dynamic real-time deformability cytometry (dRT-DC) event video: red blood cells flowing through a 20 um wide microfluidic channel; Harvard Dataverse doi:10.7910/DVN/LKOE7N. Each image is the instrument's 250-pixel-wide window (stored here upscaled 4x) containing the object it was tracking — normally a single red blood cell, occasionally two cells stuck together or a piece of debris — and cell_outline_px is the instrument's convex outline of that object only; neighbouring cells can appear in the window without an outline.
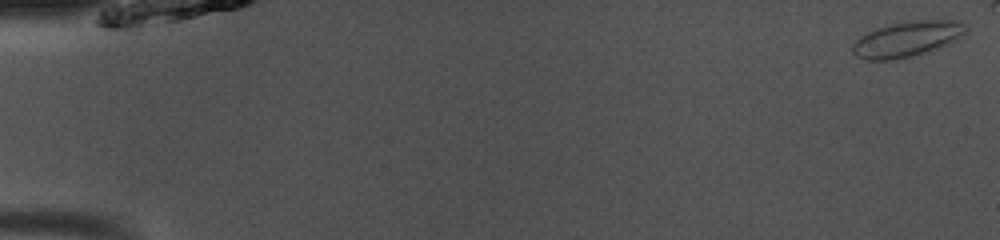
{"species": "common noctule bat (a hibernating species)", "species_latin": "Nyctalus noctula", "temperature_condition": "room temperature", "stored_images_in_passage": 45, "camera_frame_rate_fps": 3000, "um_per_image_px": 0.085, "animal": {"sex": "male", "body_mass_g": 13.0, "forearm_length_mm": 53.1}, "frame": {"image": 1, "passage_image": 1, "time_ms": 0.0, "image_size_px": [1000, 240], "cell_outline_px": [[968, 32], [956, 40], [928, 52], [912, 56], [892, 60], [864, 60], [856, 56], [852, 52], [852, 44], [860, 36], [876, 28], [904, 20], [960, 20], [968, 24]], "centroid_in_image_um": [77.14, 3.3], "position_along_channel_um": 7.9, "area_um2": 23.87}}
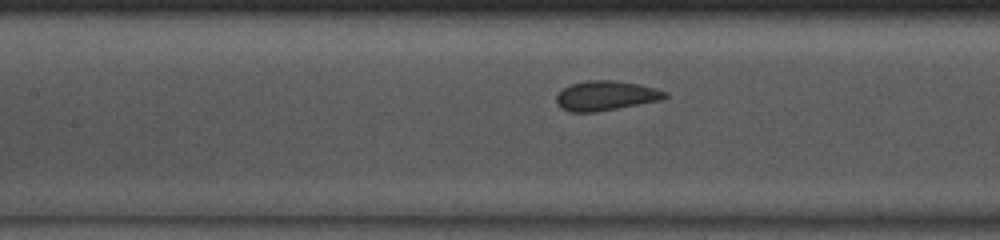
{"frame": {"image": 2, "passage_image": 23, "time_ms": 7.333, "image_size_px": [1000, 240], "cell_outline_px": [[668, 96], [660, 100], [596, 112], [572, 112], [560, 108], [556, 104], [556, 96], [564, 88], [572, 84], [588, 80], [612, 80], [636, 84], [656, 88], [668, 92]], "centroid_in_image_um": [51.48, 8.14], "position_along_channel_um": 155.9, "area_um2": 18.61}}
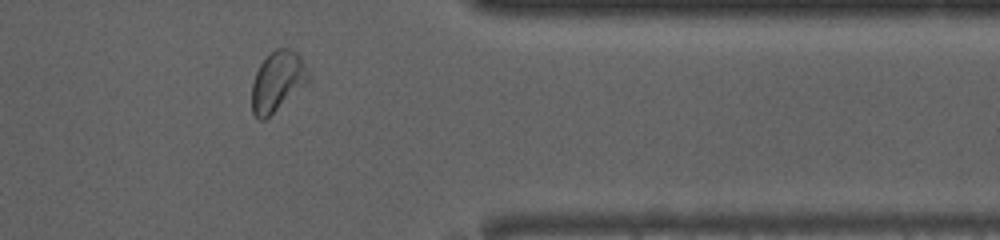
{"frame": {"image": 3, "passage_image": 41, "time_ms": 13.333, "image_size_px": [1000, 240], "cell_outline_px": [[312, 84], [264, 120], [260, 120], [252, 112], [252, 84], [256, 72], [260, 64], [276, 48], [288, 48], [296, 52], [300, 56], [312, 76]], "centroid_in_image_um": [23.68, 6.95], "position_along_channel_um": 387.7, "area_um2": 20.52}}